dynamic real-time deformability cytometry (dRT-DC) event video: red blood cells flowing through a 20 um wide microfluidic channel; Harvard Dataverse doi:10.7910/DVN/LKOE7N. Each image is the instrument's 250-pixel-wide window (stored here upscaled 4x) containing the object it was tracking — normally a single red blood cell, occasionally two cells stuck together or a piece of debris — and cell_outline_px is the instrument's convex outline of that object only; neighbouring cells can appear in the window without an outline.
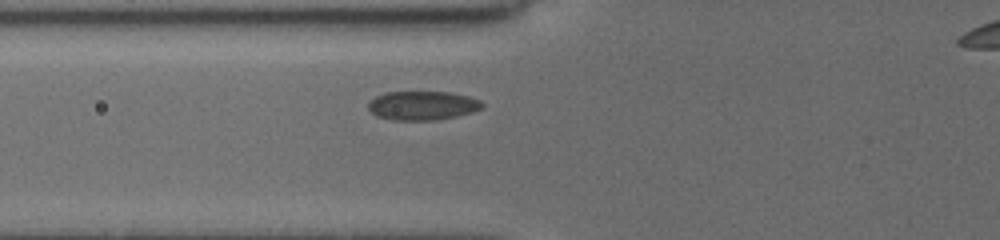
{"species": "common noctule bat (a hibernating species)", "species_latin": "Nyctalus noctula", "temperature_condition": "cold", "stored_images_in_passage": 33, "camera_frame_rate_fps": 3000, "um_per_image_px": 0.085, "animal": {"sex": "female", "body_mass_g": 19.5, "forearm_length_mm": 54.1}, "frame": {"image": 1, "passage_image": 2, "time_ms": 0.333, "image_size_px": [1000, 240], "cell_outline_px": [[484, 104], [480, 108], [472, 112], [456, 116], [436, 120], [392, 120], [376, 116], [368, 108], [368, 104], [376, 96], [384, 92], [448, 92], [468, 96], [480, 100]], "centroid_in_image_um": [35.9, 8.97], "position_along_channel_um": 89.9, "area_um2": 19.13}}
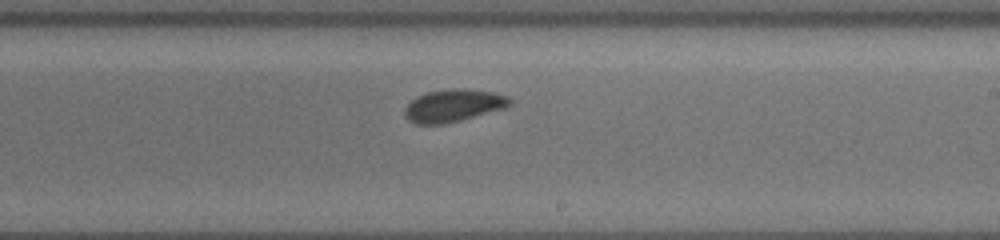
{"frame": {"image": 2, "passage_image": 15, "time_ms": 4.667, "image_size_px": [1000, 240], "cell_outline_px": [[512, 104], [504, 108], [460, 120], [444, 124], [416, 124], [408, 120], [404, 116], [404, 108], [416, 96], [428, 92], [452, 88], [468, 88], [496, 92], [508, 96], [512, 100]], "centroid_in_image_um": [38.54, 8.96], "position_along_channel_um": 250.5, "area_um2": 20.06}}
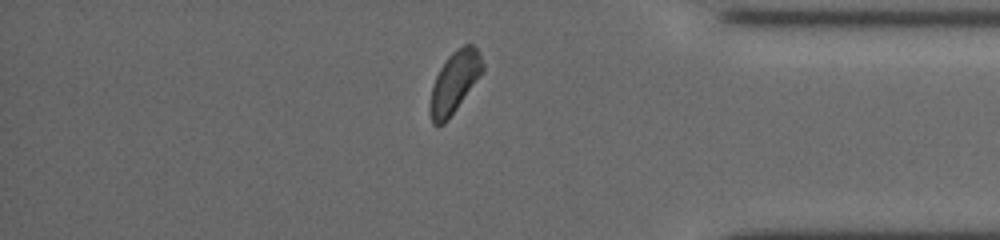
{"frame": {"image": 3, "passage_image": 28, "time_ms": 9.0, "image_size_px": [1000, 240], "cell_outline_px": [[484, 72], [448, 120], [444, 124], [436, 128], [432, 124], [428, 108], [432, 84], [440, 68], [448, 56], [452, 52], [464, 44], [472, 44], [476, 48], [484, 64]], "centroid_in_image_um": [38.61, 7.04], "position_along_channel_um": 396.6, "area_um2": 19.19}}